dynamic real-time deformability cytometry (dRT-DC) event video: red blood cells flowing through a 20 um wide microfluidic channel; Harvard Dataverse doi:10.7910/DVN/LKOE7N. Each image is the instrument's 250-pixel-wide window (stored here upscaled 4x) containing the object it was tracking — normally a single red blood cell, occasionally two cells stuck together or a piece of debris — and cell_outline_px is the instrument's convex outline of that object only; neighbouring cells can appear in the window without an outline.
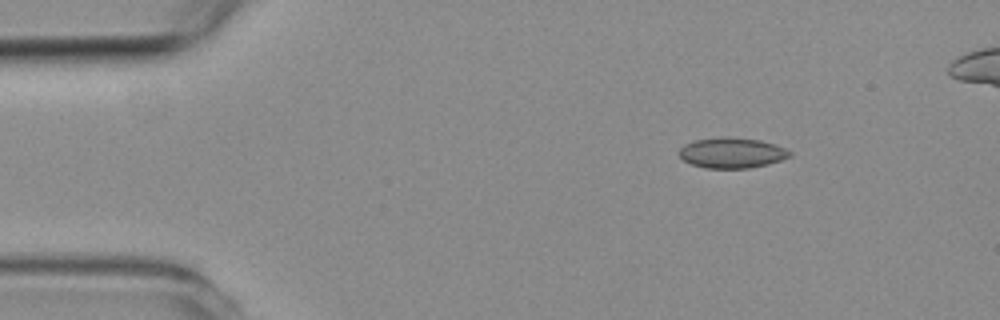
{"species": "common noctule bat (a hibernating species)", "species_latin": "Nyctalus noctula", "temperature_condition": "room temperature", "stored_images_in_passage": 4, "segment_of_instrument_passage": [1, 2], "camera_frame_rate_fps": 3000, "um_per_image_px": 0.085, "animal": {"sex": "female", "body_mass_g": 19.3, "forearm_length_mm": 54.1}, "frame": {"image": 1, "passage_image": 1, "time_ms": 0.0, "image_size_px": [1000, 320], "cell_outline_px": [[792, 156], [768, 164], [748, 168], [704, 168], [692, 164], [684, 160], [680, 156], [680, 148], [684, 144], [696, 140], [720, 136], [728, 136], [760, 140], [776, 144], [792, 152]], "centroid_in_image_um": [62.23, 12.98], "position_along_channel_um": 22.8, "area_um2": 19.71}}